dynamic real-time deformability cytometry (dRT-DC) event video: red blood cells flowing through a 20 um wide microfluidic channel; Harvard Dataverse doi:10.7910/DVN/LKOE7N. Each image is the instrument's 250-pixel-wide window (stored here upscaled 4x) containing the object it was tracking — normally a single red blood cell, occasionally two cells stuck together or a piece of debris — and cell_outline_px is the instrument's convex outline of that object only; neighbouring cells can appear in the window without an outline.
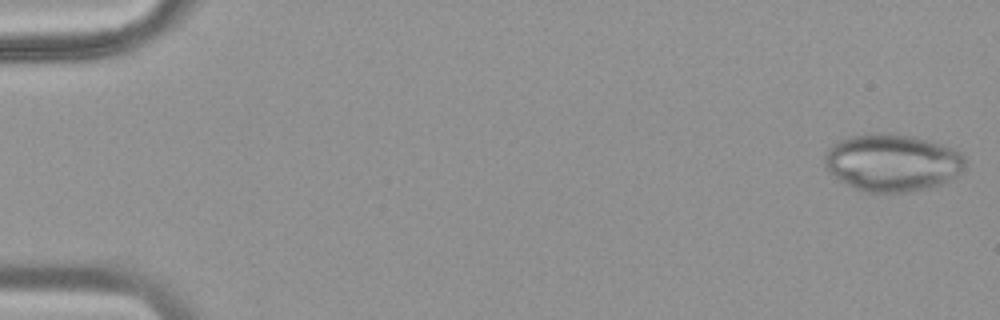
{"species": "common noctule bat (a hibernating species)", "species_latin": "Nyctalus noctula", "temperature_condition": "warm", "stored_images_in_passage": 49, "camera_frame_rate_fps": 3000, "um_per_image_px": 0.085, "animal": {"sex": "female", "body_mass_g": 18.4}, "frame": {"image": 1, "passage_image": 1, "time_ms": 0.0, "image_size_px": [1000, 320], "cell_outline_px": [[964, 168], [956, 176], [944, 184], [932, 188], [912, 192], [864, 192], [840, 180], [828, 172], [824, 168], [824, 156], [828, 148], [832, 144], [840, 140], [852, 136], [868, 132], [880, 132], [916, 136], [952, 148], [960, 152], [964, 156]], "centroid_in_image_um": [75.84, 13.82], "position_along_channel_um": 9.2, "area_um2": 47.51}}